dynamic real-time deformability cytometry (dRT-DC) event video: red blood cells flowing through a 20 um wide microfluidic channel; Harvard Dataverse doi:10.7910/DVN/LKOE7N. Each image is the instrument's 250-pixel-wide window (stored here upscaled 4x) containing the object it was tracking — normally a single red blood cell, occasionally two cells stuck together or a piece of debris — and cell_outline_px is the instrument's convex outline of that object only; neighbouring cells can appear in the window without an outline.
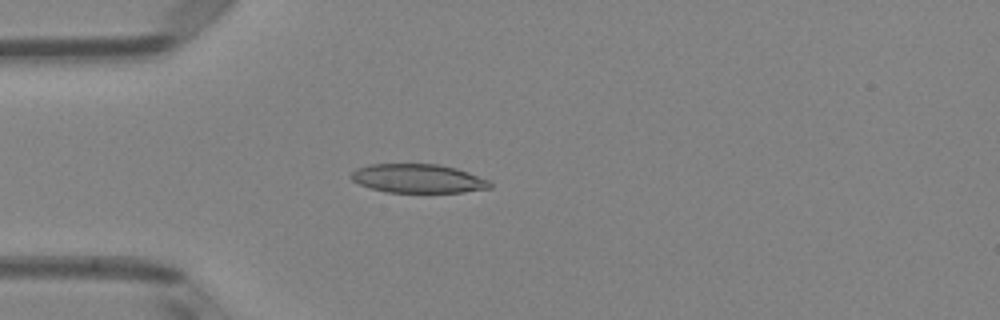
{"species": "Egyptian fruit bat (a non-hibernating species)", "species_latin": "Rousettus aegyptiacus", "temperature_condition": "room temperature", "stored_images_in_passage": 4, "camera_frame_rate_fps": 3000, "um_per_image_px": 0.085, "animal": {"sex": "female"}, "frame": {"image": 1, "passage_image": 3, "time_ms": 0.667, "image_size_px": [1000, 320], "cell_outline_px": [[492, 188], [464, 192], [388, 192], [372, 188], [360, 184], [352, 180], [348, 176], [356, 168], [368, 164], [440, 164], [456, 168], [468, 172], [488, 180], [492, 184]], "centroid_in_image_um": [35.53, 15.17], "position_along_channel_um": 49.5, "area_um2": 23.35}}